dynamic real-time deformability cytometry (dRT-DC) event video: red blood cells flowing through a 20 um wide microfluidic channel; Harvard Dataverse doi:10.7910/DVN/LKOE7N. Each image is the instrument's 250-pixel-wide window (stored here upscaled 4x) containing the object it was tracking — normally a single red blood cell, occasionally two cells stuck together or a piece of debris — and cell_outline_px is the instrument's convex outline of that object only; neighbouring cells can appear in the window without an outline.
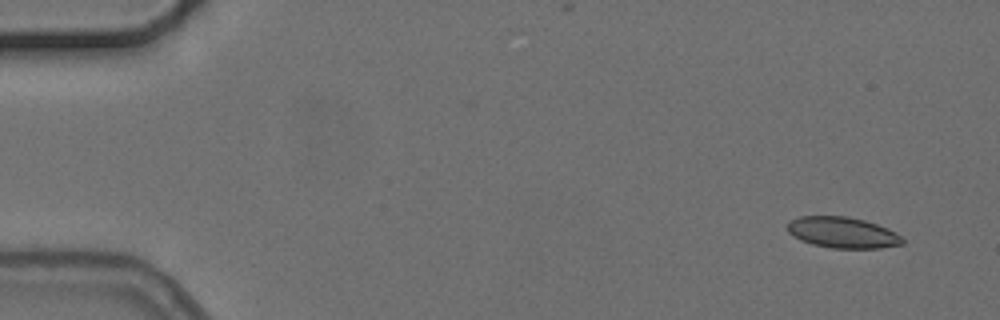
{"species": "common noctule bat (a hibernating species)", "species_latin": "Nyctalus noctula", "temperature_condition": "cold", "stored_images_in_passage": 7, "camera_frame_rate_fps": 3000, "um_per_image_px": 0.085, "animal": {"sex": "female", "body_mass_g": 24.6, "forearm_length_mm": 56.2}, "frame": {"image": 1, "passage_image": 1, "time_ms": 0.0, "image_size_px": [1000, 320], "cell_outline_px": [[904, 244], [880, 248], [832, 248], [812, 244], [800, 240], [792, 236], [788, 232], [788, 220], [800, 216], [848, 216], [864, 220], [888, 228], [896, 232], [904, 240]], "centroid_in_image_um": [71.61, 19.76], "position_along_channel_um": 13.4, "area_um2": 20.92}}
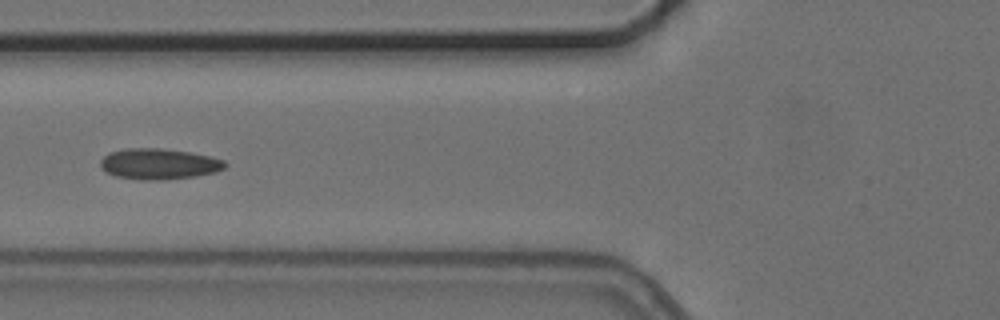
{"frame": {"image": 2, "passage_image": 6, "time_ms": 6.0, "image_size_px": [1000, 320], "cell_outline_px": [[228, 164], [224, 168], [216, 172], [196, 176], [168, 180], [140, 180], [116, 176], [100, 168], [100, 160], [108, 152], [128, 148], [160, 148], [188, 152], [212, 156], [224, 160]], "centroid_in_image_um": [13.52, 13.94], "position_along_channel_um": 112.3, "area_um2": 22.6}}
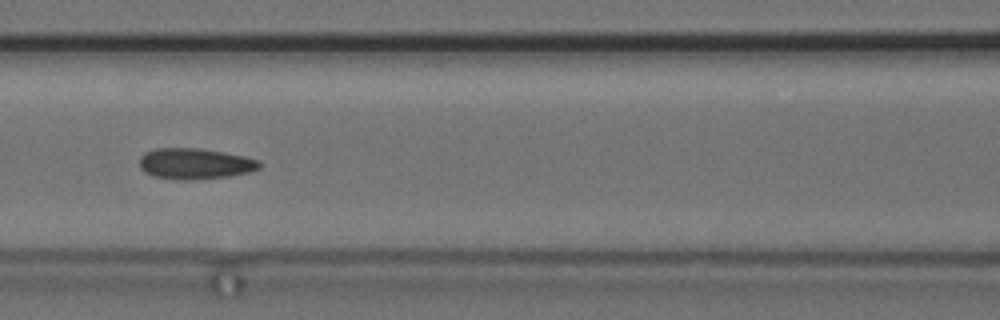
{"frame": {"image": 3, "passage_image": 7, "time_ms": 7.0, "image_size_px": [1000, 320], "cell_outline_px": [[260, 168], [248, 172], [228, 176], [188, 180], [180, 180], [152, 176], [144, 172], [140, 168], [140, 156], [144, 152], [156, 148], [200, 148], [224, 152], [244, 156], [260, 160]], "centroid_in_image_um": [16.54, 13.9], "position_along_channel_um": 150.1, "area_um2": 21.68}}